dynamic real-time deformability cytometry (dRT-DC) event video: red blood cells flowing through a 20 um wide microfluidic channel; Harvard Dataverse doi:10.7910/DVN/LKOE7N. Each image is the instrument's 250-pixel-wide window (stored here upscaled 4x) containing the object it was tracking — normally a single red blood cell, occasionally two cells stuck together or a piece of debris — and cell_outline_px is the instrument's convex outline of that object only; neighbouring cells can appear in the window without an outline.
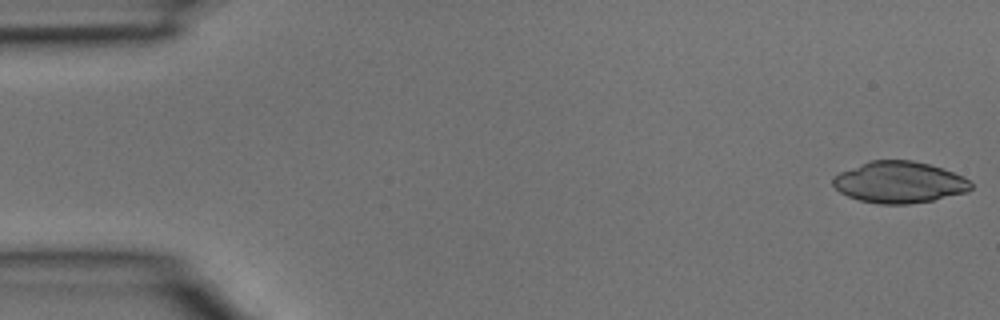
{"species": "common noctule bat (a hibernating species)", "species_latin": "Nyctalus noctula", "temperature_condition": "room temperature", "stored_images_in_passage": 4, "camera_frame_rate_fps": 3000, "um_per_image_px": 0.085, "animal": {"sex": "male", "body_mass_g": 15.6}, "frame": {"image": 1, "passage_image": 1, "time_ms": 0.0, "image_size_px": [1000, 320], "cell_outline_px": [[972, 188], [968, 192], [932, 200], [908, 204], [880, 204], [860, 200], [848, 196], [840, 192], [832, 184], [832, 176], [840, 172], [868, 160], [912, 160], [928, 164], [964, 176], [972, 184]], "centroid_in_image_um": [76.42, 15.49], "position_along_channel_um": 8.6, "area_um2": 33.35}}